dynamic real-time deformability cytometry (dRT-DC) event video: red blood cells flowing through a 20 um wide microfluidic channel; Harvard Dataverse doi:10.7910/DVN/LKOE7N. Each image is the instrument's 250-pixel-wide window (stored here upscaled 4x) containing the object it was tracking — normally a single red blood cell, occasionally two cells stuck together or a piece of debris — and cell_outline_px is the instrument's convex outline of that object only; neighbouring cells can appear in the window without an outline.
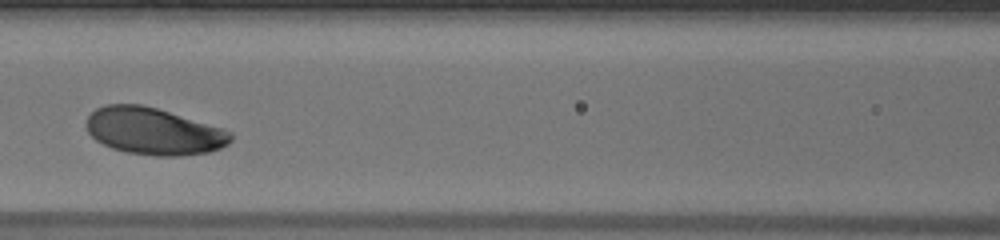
{"species": "human", "species_latin": "Homo sapiens", "temperature_condition": "warm", "stored_images_in_passage": 34, "camera_frame_rate_fps": 3000, "um_per_image_px": 0.085, "donor": {"sex": "male"}, "frame": {"image": 1, "passage_image": 13, "time_ms": 4.0, "image_size_px": [1000, 240], "cell_outline_px": [[232, 140], [228, 144], [220, 148], [208, 152], [180, 156], [156, 156], [128, 152], [112, 148], [96, 140], [88, 132], [88, 116], [96, 108], [108, 104], [140, 104], [156, 108], [224, 128], [232, 132]], "centroid_in_image_um": [13.09, 11.16], "position_along_channel_um": 153.5, "area_um2": 39.3}}
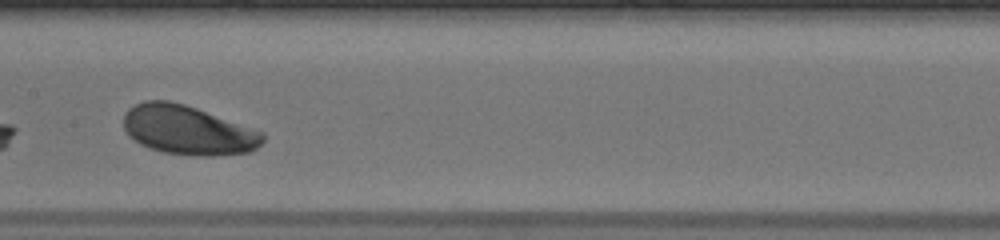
{"frame": {"image": 2, "passage_image": 16, "time_ms": 5.0, "image_size_px": [1000, 240], "cell_outline_px": [[264, 140], [252, 152], [212, 156], [196, 156], [164, 152], [148, 148], [140, 144], [128, 136], [124, 128], [124, 112], [128, 108], [144, 100], [168, 100], [184, 104], [196, 108], [264, 132]], "centroid_in_image_um": [15.95, 11.06], "position_along_channel_um": 191.4, "area_um2": 40.06}}
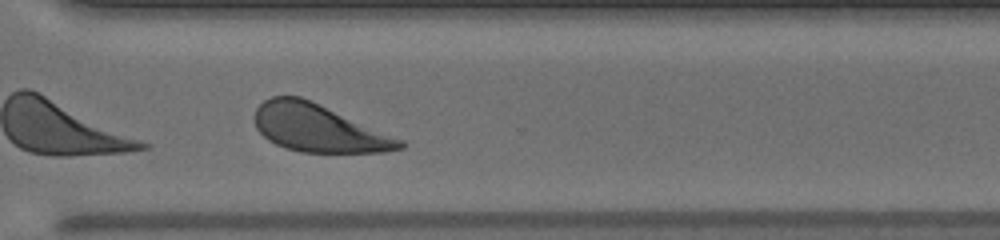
{"frame": {"image": 3, "passage_image": 28, "time_ms": 9.0, "image_size_px": [1000, 240], "cell_outline_px": [[404, 148], [384, 152], [300, 152], [276, 144], [268, 140], [256, 128], [252, 116], [256, 108], [264, 100], [272, 96], [300, 96], [312, 100], [404, 140]], "centroid_in_image_um": [27.05, 10.88], "position_along_channel_um": 343.6, "area_um2": 40.34}, "authors_computed_cell_mechanics": {"area_um2": 39.7086, "velocity_mm_per_s": 3.7995, "shape_relaxation_time_tau1_ms": 1.8493, "shape_relaxation_time_tau2_ms": null, "deformation_change_tau1": 0.1281, "deformation_change_tau2": null}}